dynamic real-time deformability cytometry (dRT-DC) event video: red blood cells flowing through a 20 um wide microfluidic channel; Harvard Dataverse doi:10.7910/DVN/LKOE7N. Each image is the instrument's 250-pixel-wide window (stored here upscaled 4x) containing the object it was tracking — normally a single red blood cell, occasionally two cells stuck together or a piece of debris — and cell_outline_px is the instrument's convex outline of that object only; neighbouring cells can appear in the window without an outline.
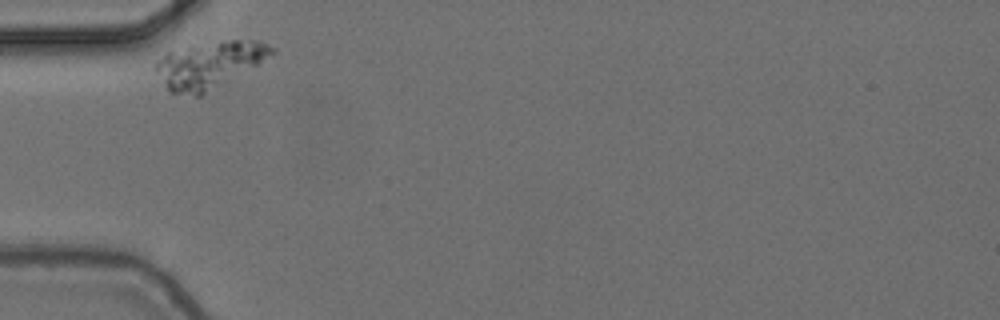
{"species": "common noctule bat (a hibernating species)", "species_latin": "Nyctalus noctula", "temperature_condition": "cold", "stored_images_in_passage": 3, "camera_frame_rate_fps": 3000, "um_per_image_px": 0.085, "animal": {"sex": "female", "body_mass_g": 24.6, "forearm_length_mm": 56.2}, "frame": {"image": 1, "passage_image": 1, "time_ms": 0.0, "image_size_px": [1000, 320], "cell_outline_px": [[276, 52], [256, 64], [200, 96], [196, 96], [168, 92], [156, 68], [156, 64], [168, 52], [188, 40], [256, 40], [268, 44], [276, 48]], "centroid_in_image_um": [17.75, 5.42], "position_along_channel_um": 67.3, "area_um2": 31.85}}
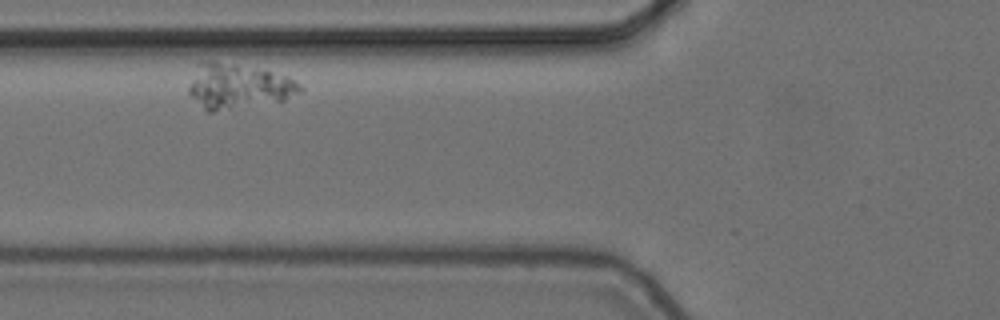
{"frame": {"image": 2, "passage_image": 2, "time_ms": 0.333, "image_size_px": [1000, 320], "cell_outline_px": [[304, 88], [300, 92], [284, 100], [212, 112], [208, 112], [188, 92], [188, 88], [196, 60], [212, 60], [236, 64], [284, 76], [300, 84]], "centroid_in_image_um": [20.16, 7.31], "position_along_channel_um": 105.6, "area_um2": 28.84}}